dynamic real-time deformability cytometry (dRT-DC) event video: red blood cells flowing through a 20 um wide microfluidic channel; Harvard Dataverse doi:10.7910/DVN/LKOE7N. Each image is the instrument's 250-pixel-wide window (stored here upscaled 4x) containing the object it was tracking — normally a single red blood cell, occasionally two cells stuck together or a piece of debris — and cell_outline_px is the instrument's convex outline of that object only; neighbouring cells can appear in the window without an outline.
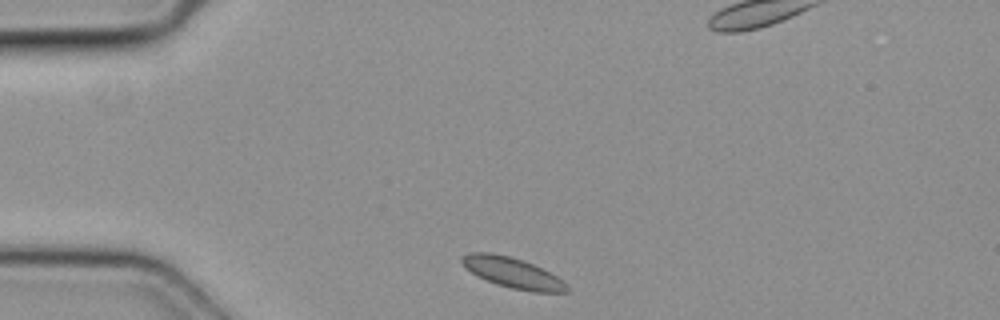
{"species": "common noctule bat (a hibernating species)", "species_latin": "Nyctalus noctula", "temperature_condition": "cold", "stored_images_in_passage": 30, "camera_frame_rate_fps": 3000, "um_per_image_px": 0.085, "animal": {"sex": "female", "body_mass_g": 19.3, "forearm_length_mm": 54.1}, "frame": {"image": 1, "passage_image": 1, "time_ms": 0.0, "image_size_px": [1000, 320], "cell_outline_px": [[568, 292], [532, 292], [512, 288], [496, 284], [476, 276], [464, 268], [460, 260], [460, 256], [468, 252], [492, 252], [524, 260], [564, 280], [568, 284]], "centroid_in_image_um": [43.52, 23.17], "position_along_channel_um": 41.5, "area_um2": 18.84}}
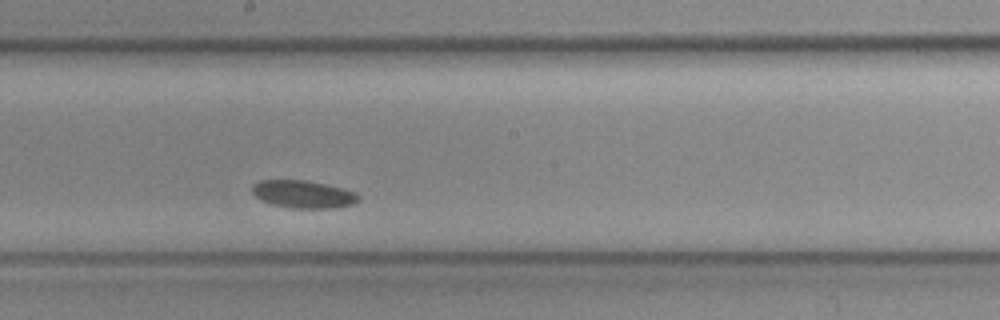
{"frame": {"image": 2, "passage_image": 17, "time_ms": 5.333, "image_size_px": [1000, 320], "cell_outline_px": [[360, 200], [356, 204], [336, 208], [288, 208], [272, 204], [260, 200], [252, 192], [252, 184], [260, 180], [304, 180], [344, 188], [356, 192], [360, 196]], "centroid_in_image_um": [25.81, 16.52], "position_along_channel_um": 222.4, "area_um2": 17.4}}
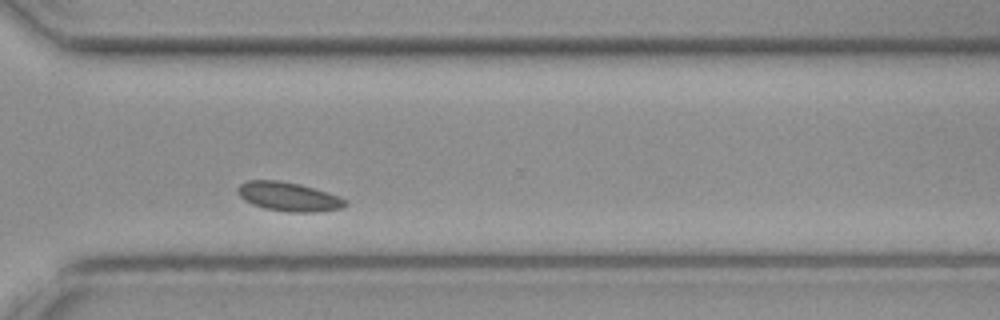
{"frame": {"image": 3, "passage_image": 26, "time_ms": 8.333, "image_size_px": [1000, 320], "cell_outline_px": [[348, 204], [340, 208], [316, 212], [288, 212], [264, 208], [252, 204], [244, 200], [236, 192], [236, 188], [240, 184], [248, 180], [280, 180], [300, 184], [328, 192], [340, 196], [348, 200]], "centroid_in_image_um": [24.53, 16.71], "position_along_channel_um": 346.1, "area_um2": 18.38}}